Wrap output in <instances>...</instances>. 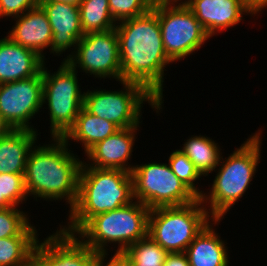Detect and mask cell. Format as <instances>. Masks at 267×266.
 <instances>
[{
  "label": "cell",
  "instance_id": "3957f363",
  "mask_svg": "<svg viewBox=\"0 0 267 266\" xmlns=\"http://www.w3.org/2000/svg\"><path fill=\"white\" fill-rule=\"evenodd\" d=\"M131 173L121 169L81 166L78 198L61 229L76 234L92 217L133 202ZM63 227V228H62Z\"/></svg>",
  "mask_w": 267,
  "mask_h": 266
},
{
  "label": "cell",
  "instance_id": "ba28073f",
  "mask_svg": "<svg viewBox=\"0 0 267 266\" xmlns=\"http://www.w3.org/2000/svg\"><path fill=\"white\" fill-rule=\"evenodd\" d=\"M120 83L123 84L124 91H86L83 107L91 114L116 124L120 129L139 127L143 102L150 103L157 112L162 108L159 100L143 85L129 81Z\"/></svg>",
  "mask_w": 267,
  "mask_h": 266
},
{
  "label": "cell",
  "instance_id": "9c48e42d",
  "mask_svg": "<svg viewBox=\"0 0 267 266\" xmlns=\"http://www.w3.org/2000/svg\"><path fill=\"white\" fill-rule=\"evenodd\" d=\"M181 1L158 0V21L163 46L166 55L173 62L198 51L210 38L192 11Z\"/></svg>",
  "mask_w": 267,
  "mask_h": 266
},
{
  "label": "cell",
  "instance_id": "4dcf8cb0",
  "mask_svg": "<svg viewBox=\"0 0 267 266\" xmlns=\"http://www.w3.org/2000/svg\"><path fill=\"white\" fill-rule=\"evenodd\" d=\"M107 253L108 252L97 253V266H128V258L123 252H115L109 262L104 263Z\"/></svg>",
  "mask_w": 267,
  "mask_h": 266
},
{
  "label": "cell",
  "instance_id": "d4e9b609",
  "mask_svg": "<svg viewBox=\"0 0 267 266\" xmlns=\"http://www.w3.org/2000/svg\"><path fill=\"white\" fill-rule=\"evenodd\" d=\"M128 266H163L169 254L148 235L131 244L124 252Z\"/></svg>",
  "mask_w": 267,
  "mask_h": 266
},
{
  "label": "cell",
  "instance_id": "e0dca14e",
  "mask_svg": "<svg viewBox=\"0 0 267 266\" xmlns=\"http://www.w3.org/2000/svg\"><path fill=\"white\" fill-rule=\"evenodd\" d=\"M44 64V59L33 50L17 44L8 36L0 39V84L33 77Z\"/></svg>",
  "mask_w": 267,
  "mask_h": 266
},
{
  "label": "cell",
  "instance_id": "52a82bcc",
  "mask_svg": "<svg viewBox=\"0 0 267 266\" xmlns=\"http://www.w3.org/2000/svg\"><path fill=\"white\" fill-rule=\"evenodd\" d=\"M77 73V69L66 61L61 62L57 72L52 74L43 65L42 103H48L52 138H63L73 127L83 107L85 92L82 93L79 88Z\"/></svg>",
  "mask_w": 267,
  "mask_h": 266
},
{
  "label": "cell",
  "instance_id": "4fadbf2b",
  "mask_svg": "<svg viewBox=\"0 0 267 266\" xmlns=\"http://www.w3.org/2000/svg\"><path fill=\"white\" fill-rule=\"evenodd\" d=\"M32 266H97V252L86 246L76 234L60 230L38 242Z\"/></svg>",
  "mask_w": 267,
  "mask_h": 266
},
{
  "label": "cell",
  "instance_id": "277c9868",
  "mask_svg": "<svg viewBox=\"0 0 267 266\" xmlns=\"http://www.w3.org/2000/svg\"><path fill=\"white\" fill-rule=\"evenodd\" d=\"M260 133L258 130L250 135L226 160L221 156V168H218L210 193L200 197L204 206L209 201L210 208L207 212L212 219H223L231 206L248 190L261 158Z\"/></svg>",
  "mask_w": 267,
  "mask_h": 266
},
{
  "label": "cell",
  "instance_id": "6da1fadb",
  "mask_svg": "<svg viewBox=\"0 0 267 266\" xmlns=\"http://www.w3.org/2000/svg\"><path fill=\"white\" fill-rule=\"evenodd\" d=\"M121 81L143 85L162 104L166 55L158 21V0L143 15L118 22Z\"/></svg>",
  "mask_w": 267,
  "mask_h": 266
},
{
  "label": "cell",
  "instance_id": "f1b7e54d",
  "mask_svg": "<svg viewBox=\"0 0 267 266\" xmlns=\"http://www.w3.org/2000/svg\"><path fill=\"white\" fill-rule=\"evenodd\" d=\"M155 0H109V9L115 22L131 19L148 12Z\"/></svg>",
  "mask_w": 267,
  "mask_h": 266
},
{
  "label": "cell",
  "instance_id": "5bb4252c",
  "mask_svg": "<svg viewBox=\"0 0 267 266\" xmlns=\"http://www.w3.org/2000/svg\"><path fill=\"white\" fill-rule=\"evenodd\" d=\"M39 6L44 10L53 33L50 52L60 56L68 48H76L84 36L79 6L58 1H40Z\"/></svg>",
  "mask_w": 267,
  "mask_h": 266
},
{
  "label": "cell",
  "instance_id": "484cf974",
  "mask_svg": "<svg viewBox=\"0 0 267 266\" xmlns=\"http://www.w3.org/2000/svg\"><path fill=\"white\" fill-rule=\"evenodd\" d=\"M28 215L17 207L0 209V239L13 236H37V229L31 225Z\"/></svg>",
  "mask_w": 267,
  "mask_h": 266
},
{
  "label": "cell",
  "instance_id": "4316f807",
  "mask_svg": "<svg viewBox=\"0 0 267 266\" xmlns=\"http://www.w3.org/2000/svg\"><path fill=\"white\" fill-rule=\"evenodd\" d=\"M168 164L177 176V178L184 183L198 198H200L204 191H200L195 185V181L201 178V174L195 168L194 164L187 158V156L179 150H175L169 156ZM203 192V193H202Z\"/></svg>",
  "mask_w": 267,
  "mask_h": 266
},
{
  "label": "cell",
  "instance_id": "ac0fdd59",
  "mask_svg": "<svg viewBox=\"0 0 267 266\" xmlns=\"http://www.w3.org/2000/svg\"><path fill=\"white\" fill-rule=\"evenodd\" d=\"M8 37L17 44L31 49L40 55L43 59L44 49H49L52 40V29L44 10L37 6L27 10L19 17Z\"/></svg>",
  "mask_w": 267,
  "mask_h": 266
},
{
  "label": "cell",
  "instance_id": "7a4b0ae2",
  "mask_svg": "<svg viewBox=\"0 0 267 266\" xmlns=\"http://www.w3.org/2000/svg\"><path fill=\"white\" fill-rule=\"evenodd\" d=\"M52 141L30 150L24 171L26 191L34 198L67 200L71 210L78 198L83 162L70 152L69 143L63 138H53Z\"/></svg>",
  "mask_w": 267,
  "mask_h": 266
},
{
  "label": "cell",
  "instance_id": "9a60e30c",
  "mask_svg": "<svg viewBox=\"0 0 267 266\" xmlns=\"http://www.w3.org/2000/svg\"><path fill=\"white\" fill-rule=\"evenodd\" d=\"M184 3L210 37L238 24L244 13L254 16L241 0H185Z\"/></svg>",
  "mask_w": 267,
  "mask_h": 266
},
{
  "label": "cell",
  "instance_id": "d590c367",
  "mask_svg": "<svg viewBox=\"0 0 267 266\" xmlns=\"http://www.w3.org/2000/svg\"><path fill=\"white\" fill-rule=\"evenodd\" d=\"M11 206L12 205L4 197H0V209H4Z\"/></svg>",
  "mask_w": 267,
  "mask_h": 266
},
{
  "label": "cell",
  "instance_id": "d6986e66",
  "mask_svg": "<svg viewBox=\"0 0 267 266\" xmlns=\"http://www.w3.org/2000/svg\"><path fill=\"white\" fill-rule=\"evenodd\" d=\"M220 221L221 219H212L214 223L209 221L187 247L184 253L190 266H229L228 248L212 227V224Z\"/></svg>",
  "mask_w": 267,
  "mask_h": 266
},
{
  "label": "cell",
  "instance_id": "ffe728a7",
  "mask_svg": "<svg viewBox=\"0 0 267 266\" xmlns=\"http://www.w3.org/2000/svg\"><path fill=\"white\" fill-rule=\"evenodd\" d=\"M37 131L10 129L0 137V173L24 174Z\"/></svg>",
  "mask_w": 267,
  "mask_h": 266
},
{
  "label": "cell",
  "instance_id": "7c38bea8",
  "mask_svg": "<svg viewBox=\"0 0 267 266\" xmlns=\"http://www.w3.org/2000/svg\"><path fill=\"white\" fill-rule=\"evenodd\" d=\"M42 70L35 76L0 84V116L11 129L37 131L29 121L42 108Z\"/></svg>",
  "mask_w": 267,
  "mask_h": 266
},
{
  "label": "cell",
  "instance_id": "83f0119b",
  "mask_svg": "<svg viewBox=\"0 0 267 266\" xmlns=\"http://www.w3.org/2000/svg\"><path fill=\"white\" fill-rule=\"evenodd\" d=\"M0 197H4L15 207L25 201L28 194L24 174L0 173Z\"/></svg>",
  "mask_w": 267,
  "mask_h": 266
},
{
  "label": "cell",
  "instance_id": "8992f818",
  "mask_svg": "<svg viewBox=\"0 0 267 266\" xmlns=\"http://www.w3.org/2000/svg\"><path fill=\"white\" fill-rule=\"evenodd\" d=\"M207 211L200 198L185 205L150 209L148 236L168 253H183L212 219Z\"/></svg>",
  "mask_w": 267,
  "mask_h": 266
},
{
  "label": "cell",
  "instance_id": "7402d4cb",
  "mask_svg": "<svg viewBox=\"0 0 267 266\" xmlns=\"http://www.w3.org/2000/svg\"><path fill=\"white\" fill-rule=\"evenodd\" d=\"M220 150L215 141L203 135L191 136L180 149L202 176H207L219 166Z\"/></svg>",
  "mask_w": 267,
  "mask_h": 266
},
{
  "label": "cell",
  "instance_id": "d6a6232c",
  "mask_svg": "<svg viewBox=\"0 0 267 266\" xmlns=\"http://www.w3.org/2000/svg\"><path fill=\"white\" fill-rule=\"evenodd\" d=\"M253 14H257L267 7V0H241Z\"/></svg>",
  "mask_w": 267,
  "mask_h": 266
},
{
  "label": "cell",
  "instance_id": "603a6c76",
  "mask_svg": "<svg viewBox=\"0 0 267 266\" xmlns=\"http://www.w3.org/2000/svg\"><path fill=\"white\" fill-rule=\"evenodd\" d=\"M38 236H13L0 239V266H32Z\"/></svg>",
  "mask_w": 267,
  "mask_h": 266
},
{
  "label": "cell",
  "instance_id": "2e32d148",
  "mask_svg": "<svg viewBox=\"0 0 267 266\" xmlns=\"http://www.w3.org/2000/svg\"><path fill=\"white\" fill-rule=\"evenodd\" d=\"M138 127L119 129L115 134L97 142L87 152L88 160L82 166L96 168L121 169L131 173L134 166L128 165L134 146ZM127 163V164H126Z\"/></svg>",
  "mask_w": 267,
  "mask_h": 266
},
{
  "label": "cell",
  "instance_id": "30bf717a",
  "mask_svg": "<svg viewBox=\"0 0 267 266\" xmlns=\"http://www.w3.org/2000/svg\"><path fill=\"white\" fill-rule=\"evenodd\" d=\"M131 176L134 199L149 209L185 205L198 198L166 163L134 165Z\"/></svg>",
  "mask_w": 267,
  "mask_h": 266
},
{
  "label": "cell",
  "instance_id": "1f68e13d",
  "mask_svg": "<svg viewBox=\"0 0 267 266\" xmlns=\"http://www.w3.org/2000/svg\"><path fill=\"white\" fill-rule=\"evenodd\" d=\"M163 266H190L186 254L183 253H169L164 261Z\"/></svg>",
  "mask_w": 267,
  "mask_h": 266
},
{
  "label": "cell",
  "instance_id": "8fae6325",
  "mask_svg": "<svg viewBox=\"0 0 267 266\" xmlns=\"http://www.w3.org/2000/svg\"><path fill=\"white\" fill-rule=\"evenodd\" d=\"M75 51L63 59L73 69L102 78H114L121 82L119 40L115 28L104 32H91L77 42Z\"/></svg>",
  "mask_w": 267,
  "mask_h": 266
},
{
  "label": "cell",
  "instance_id": "836d02e7",
  "mask_svg": "<svg viewBox=\"0 0 267 266\" xmlns=\"http://www.w3.org/2000/svg\"><path fill=\"white\" fill-rule=\"evenodd\" d=\"M11 128L6 124V122L0 116V137L5 135Z\"/></svg>",
  "mask_w": 267,
  "mask_h": 266
},
{
  "label": "cell",
  "instance_id": "f546056e",
  "mask_svg": "<svg viewBox=\"0 0 267 266\" xmlns=\"http://www.w3.org/2000/svg\"><path fill=\"white\" fill-rule=\"evenodd\" d=\"M40 0H0V17H19L27 10L39 6Z\"/></svg>",
  "mask_w": 267,
  "mask_h": 266
},
{
  "label": "cell",
  "instance_id": "5b68a950",
  "mask_svg": "<svg viewBox=\"0 0 267 266\" xmlns=\"http://www.w3.org/2000/svg\"><path fill=\"white\" fill-rule=\"evenodd\" d=\"M149 212L146 205L135 200L118 209L95 215L76 234L97 253L107 252L109 243H118L115 251L124 252L131 244L148 235Z\"/></svg>",
  "mask_w": 267,
  "mask_h": 266
},
{
  "label": "cell",
  "instance_id": "cb8c5ba5",
  "mask_svg": "<svg viewBox=\"0 0 267 266\" xmlns=\"http://www.w3.org/2000/svg\"><path fill=\"white\" fill-rule=\"evenodd\" d=\"M79 9L84 34L108 31L117 25L111 16L109 0H82Z\"/></svg>",
  "mask_w": 267,
  "mask_h": 266
},
{
  "label": "cell",
  "instance_id": "44dd1931",
  "mask_svg": "<svg viewBox=\"0 0 267 266\" xmlns=\"http://www.w3.org/2000/svg\"><path fill=\"white\" fill-rule=\"evenodd\" d=\"M120 128L106 119H101L81 108L73 127L67 132L63 139L79 141L84 147L85 153L97 142L115 134Z\"/></svg>",
  "mask_w": 267,
  "mask_h": 266
},
{
  "label": "cell",
  "instance_id": "e575fe53",
  "mask_svg": "<svg viewBox=\"0 0 267 266\" xmlns=\"http://www.w3.org/2000/svg\"><path fill=\"white\" fill-rule=\"evenodd\" d=\"M40 1H58V2H63V3H68V4L75 5V6H79L82 0H40Z\"/></svg>",
  "mask_w": 267,
  "mask_h": 266
}]
</instances>
